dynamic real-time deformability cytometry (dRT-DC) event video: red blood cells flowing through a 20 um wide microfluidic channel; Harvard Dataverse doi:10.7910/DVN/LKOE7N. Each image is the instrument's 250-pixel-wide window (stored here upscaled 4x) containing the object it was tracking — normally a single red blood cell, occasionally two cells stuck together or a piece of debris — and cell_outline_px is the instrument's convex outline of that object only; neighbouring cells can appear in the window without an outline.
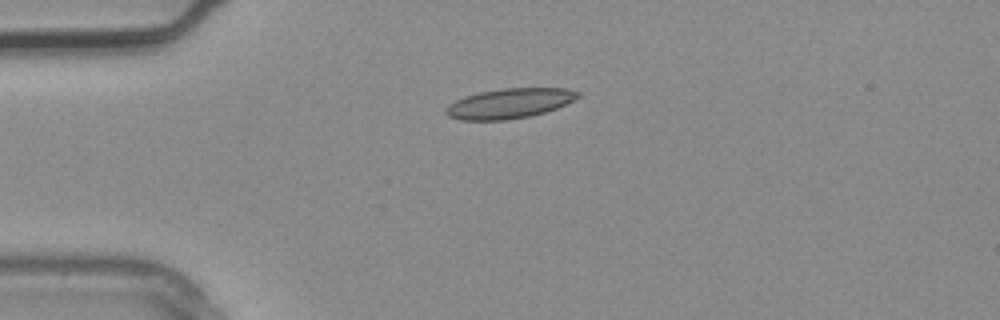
{"species": "common noctule bat (a hibernating species)", "species_latin": "Nyctalus noctula", "temperature_condition": "warm", "stored_images_in_passage": 2, "camera_frame_rate_fps": 3000, "um_per_image_px": 0.085, "animal": {"sex": "male", "body_mass_g": 20.4}, "frame": {"image": 1, "passage_image": 2, "time_ms": 0.333, "image_size_px": [1000, 320], "cell_outline_px": [[580, 96], [556, 108], [544, 112], [528, 116], [504, 120], [460, 120], [448, 116], [444, 112], [444, 108], [448, 104], [456, 100], [480, 92], [504, 88], [568, 88], [580, 92]], "centroid_in_image_um": [43.27, 8.79], "position_along_channel_um": 41.7, "area_um2": 22.83}}